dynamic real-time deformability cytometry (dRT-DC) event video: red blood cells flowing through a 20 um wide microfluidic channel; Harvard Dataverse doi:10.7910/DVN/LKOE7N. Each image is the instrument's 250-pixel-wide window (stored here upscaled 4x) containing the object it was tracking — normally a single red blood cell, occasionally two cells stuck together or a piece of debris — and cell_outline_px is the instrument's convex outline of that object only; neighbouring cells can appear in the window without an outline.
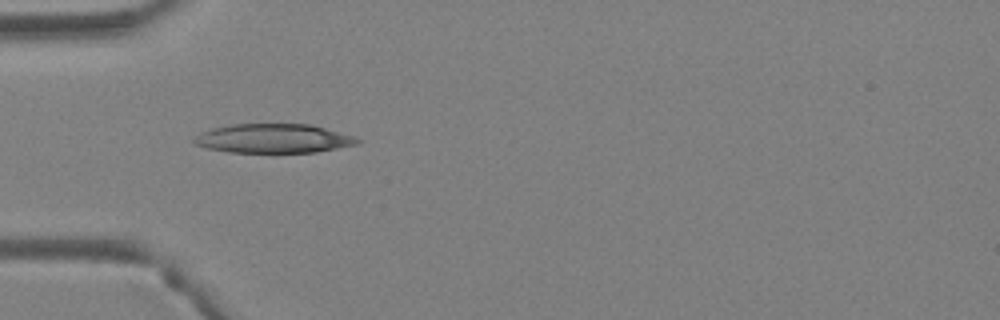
{"species": "Egyptian fruit bat (a non-hibernating species)", "species_latin": "Rousettus aegyptiacus", "temperature_condition": "warm", "stored_images_in_passage": 3, "camera_frame_rate_fps": 3000, "um_per_image_px": 0.085, "animal": {"sex": "female"}, "frame": {"image": 1, "passage_image": 2, "time_ms": 0.333, "image_size_px": [1000, 320], "cell_outline_px": [[360, 140], [356, 144], [316, 152], [228, 152], [208, 148], [196, 144], [192, 140], [192, 136], [200, 132], [212, 128], [232, 124], [312, 124], [356, 136]], "centroid_in_image_um": [23.22, 11.76], "position_along_channel_um": 61.8, "area_um2": 27.74}}
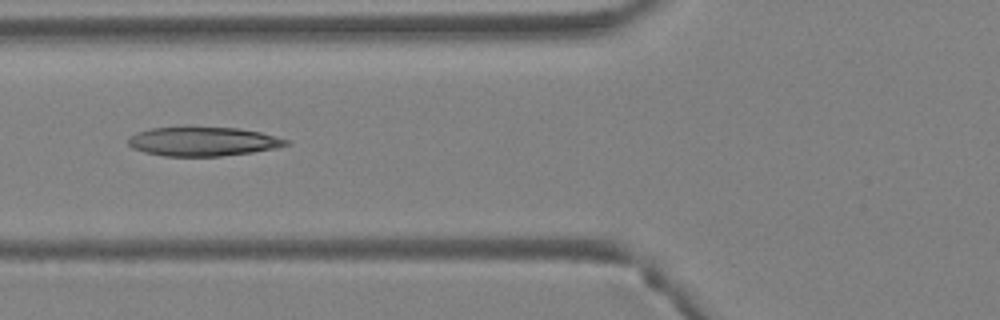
{"frame": {"image": 2, "passage_image": 3, "time_ms": 0.667, "image_size_px": [1000, 320], "cell_outline_px": [[292, 144], [276, 148], [252, 152], [220, 156], [164, 156], [144, 152], [132, 148], [128, 144], [128, 140], [136, 132], [152, 128], [236, 128], [260, 132], [292, 140]], "centroid_in_image_um": [17.31, 12.04], "position_along_channel_um": 108.5, "area_um2": 26.53}}